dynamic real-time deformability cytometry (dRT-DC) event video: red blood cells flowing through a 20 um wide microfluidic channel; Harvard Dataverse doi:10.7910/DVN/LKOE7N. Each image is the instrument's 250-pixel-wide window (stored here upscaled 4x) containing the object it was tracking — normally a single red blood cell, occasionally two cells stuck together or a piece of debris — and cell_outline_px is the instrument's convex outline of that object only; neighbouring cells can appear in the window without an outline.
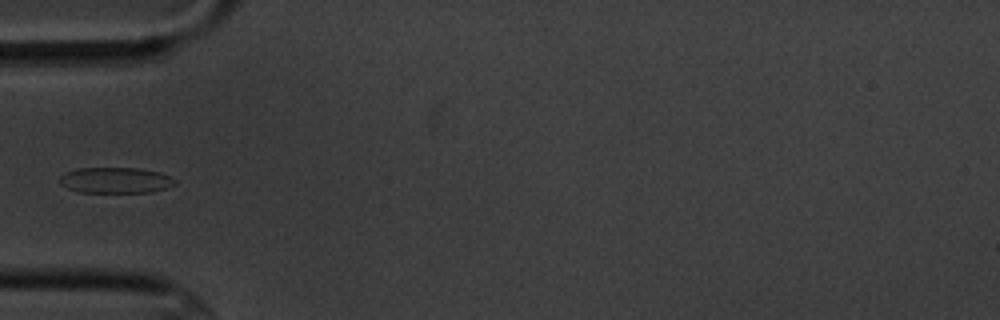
{"species": "common noctule bat (a hibernating species)", "species_latin": "Nyctalus noctula", "temperature_condition": "cold", "stored_images_in_passage": 5, "camera_frame_rate_fps": 3000, "um_per_image_px": 0.085, "animal": {"sex": "male", "body_mass_g": 20.1, "forearm_length_mm": 53.5}, "frame": {"image": 1, "passage_image": 5, "time_ms": 4.667, "image_size_px": [1000, 320], "cell_outline_px": [[176, 184], [168, 188], [152, 192], [80, 192], [68, 188], [60, 184], [60, 176], [64, 172], [76, 168], [136, 168], [160, 172], [172, 176], [176, 180]], "centroid_in_image_um": [9.85, 15.32], "position_along_channel_um": 75.2, "area_um2": 17.51}}